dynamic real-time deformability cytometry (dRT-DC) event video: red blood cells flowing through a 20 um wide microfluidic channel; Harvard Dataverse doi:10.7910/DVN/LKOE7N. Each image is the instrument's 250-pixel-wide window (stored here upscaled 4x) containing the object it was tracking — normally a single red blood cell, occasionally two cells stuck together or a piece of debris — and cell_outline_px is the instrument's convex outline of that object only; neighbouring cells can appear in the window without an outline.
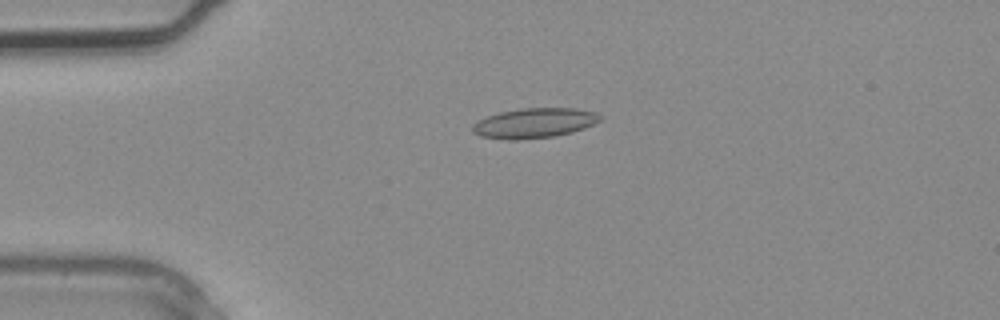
{"species": "common noctule bat (a hibernating species)", "species_latin": "Nyctalus noctula", "temperature_condition": "warm", "stored_images_in_passage": 4, "camera_frame_rate_fps": 3000, "um_per_image_px": 0.085, "animal": {"sex": "male", "body_mass_g": 20.4}, "frame": {"image": 1, "passage_image": 3, "time_ms": 0.667, "image_size_px": [1000, 320], "cell_outline_px": [[604, 116], [600, 120], [584, 128], [572, 132], [556, 136], [516, 140], [508, 140], [480, 136], [472, 132], [472, 124], [476, 120], [500, 112], [520, 108], [576, 108], [596, 112]], "centroid_in_image_um": [45.4, 10.46], "position_along_channel_um": 39.6, "area_um2": 22.43}}
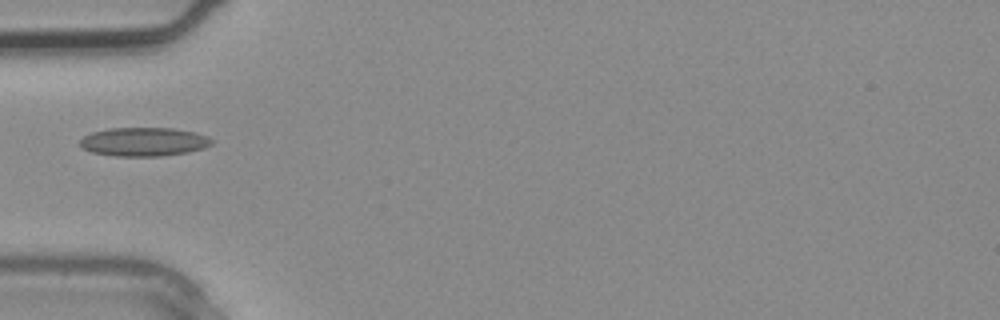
{"frame": {"image": 2, "passage_image": 4, "time_ms": 1.0, "image_size_px": [1000, 320], "cell_outline_px": [[212, 144], [204, 148], [188, 152], [160, 156], [112, 156], [92, 152], [84, 148], [80, 144], [80, 140], [84, 136], [92, 132], [108, 128], [172, 128], [196, 132], [208, 136], [212, 140]], "centroid_in_image_um": [12.24, 12.05], "position_along_channel_um": 72.8, "area_um2": 22.08}}